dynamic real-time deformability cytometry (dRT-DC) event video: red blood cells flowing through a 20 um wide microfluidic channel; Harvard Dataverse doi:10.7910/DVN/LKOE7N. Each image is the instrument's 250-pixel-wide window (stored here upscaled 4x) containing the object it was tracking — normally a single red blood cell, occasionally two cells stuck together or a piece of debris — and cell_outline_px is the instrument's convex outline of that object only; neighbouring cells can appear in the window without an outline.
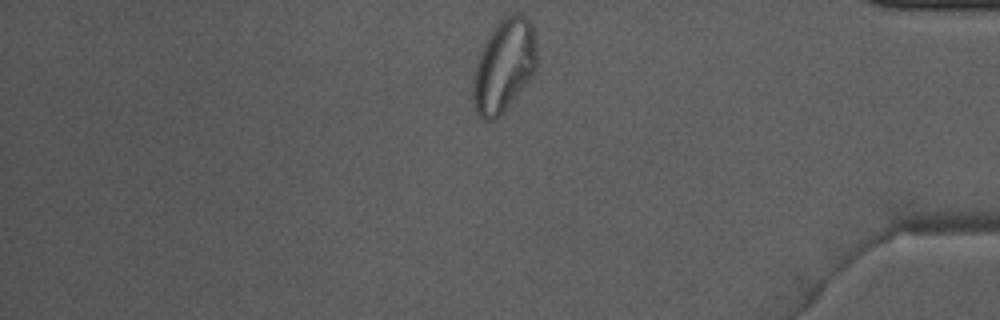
{"species": "Egyptian fruit bat (a non-hibernating species)", "species_latin": "Rousettus aegyptiacus", "temperature_condition": "warm", "stored_images_in_passage": 31, "camera_frame_rate_fps": 3000, "um_per_image_px": 0.085, "animal": {"sex": "male"}, "frame": {"image": 1, "passage_image": 31, "time_ms": 10.0, "image_size_px": [1000, 320], "cell_outline_px": [[536, 68], [508, 108], [500, 116], [492, 120], [484, 120], [476, 112], [472, 100], [472, 76], [484, 40], [496, 24], [504, 16], [512, 12], [520, 12], [532, 24], [536, 32]], "centroid_in_image_um": [42.82, 5.56], "position_along_channel_um": 392.4, "area_um2": 34.97}}